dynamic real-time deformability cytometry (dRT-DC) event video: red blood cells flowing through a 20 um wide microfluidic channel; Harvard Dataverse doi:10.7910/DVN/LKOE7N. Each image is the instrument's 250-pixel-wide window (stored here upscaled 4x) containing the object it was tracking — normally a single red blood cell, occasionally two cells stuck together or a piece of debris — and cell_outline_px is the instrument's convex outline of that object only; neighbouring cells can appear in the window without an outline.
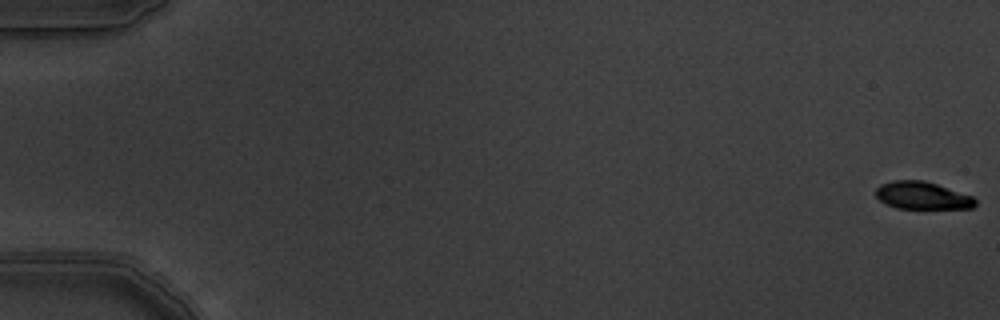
{"species": "common noctule bat (a hibernating species)", "species_latin": "Nyctalus noctula", "temperature_condition": "warm", "stored_images_in_passage": 7, "camera_frame_rate_fps": 3000, "um_per_image_px": 0.085, "animal": {"sex": "male", "body_mass_g": 19.5, "forearm_length_mm": 54.6}, "frame": {"image": 1, "passage_image": 1, "time_ms": 0.0, "image_size_px": [1000, 320], "cell_outline_px": [[976, 204], [972, 208], [896, 208], [884, 204], [876, 196], [876, 188], [880, 184], [892, 180], [924, 180], [972, 196], [976, 200]], "centroid_in_image_um": [78.35, 16.61], "position_along_channel_um": 6.6, "area_um2": 15.9}}
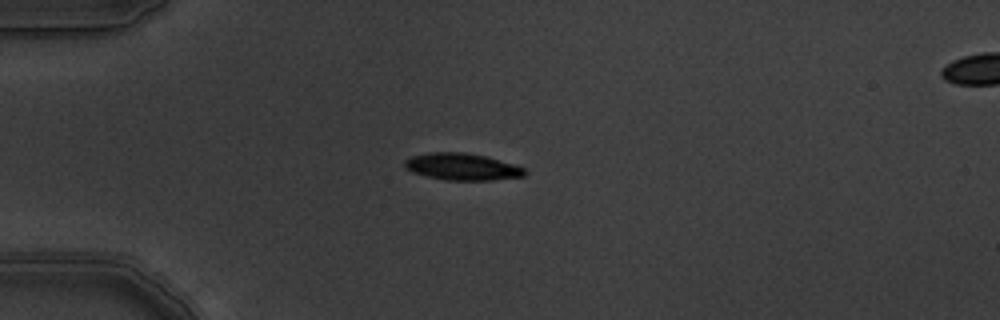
{"frame": {"image": 2, "passage_image": 5, "time_ms": 1.333, "image_size_px": [1000, 320], "cell_outline_px": [[528, 172], [524, 176], [492, 180], [444, 180], [412, 172], [404, 168], [404, 160], [412, 156], [428, 152], [464, 152], [484, 156], [512, 164], [524, 168]], "centroid_in_image_um": [39.24, 14.17], "position_along_channel_um": 45.8, "area_um2": 18.73}}
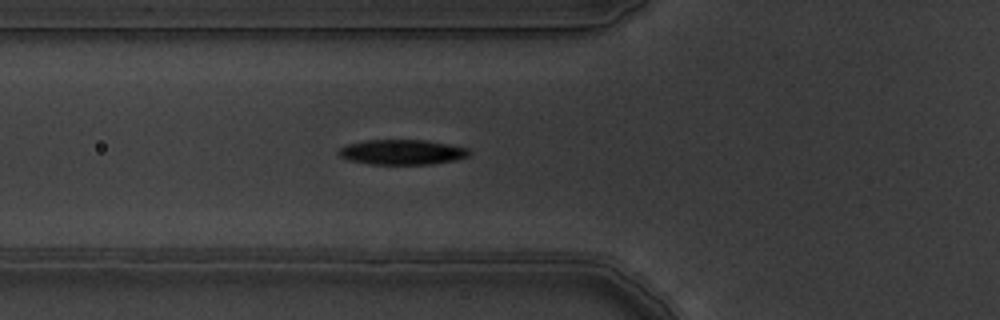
{"frame": {"image": 3, "passage_image": 7, "time_ms": 2.0, "image_size_px": [1000, 320], "cell_outline_px": [[472, 152], [468, 156], [456, 160], [432, 164], [368, 164], [348, 160], [340, 156], [340, 148], [348, 144], [368, 140], [424, 140], [448, 144], [468, 148]], "centroid_in_image_um": [34.21, 12.93], "position_along_channel_um": 91.6, "area_um2": 18.96}}